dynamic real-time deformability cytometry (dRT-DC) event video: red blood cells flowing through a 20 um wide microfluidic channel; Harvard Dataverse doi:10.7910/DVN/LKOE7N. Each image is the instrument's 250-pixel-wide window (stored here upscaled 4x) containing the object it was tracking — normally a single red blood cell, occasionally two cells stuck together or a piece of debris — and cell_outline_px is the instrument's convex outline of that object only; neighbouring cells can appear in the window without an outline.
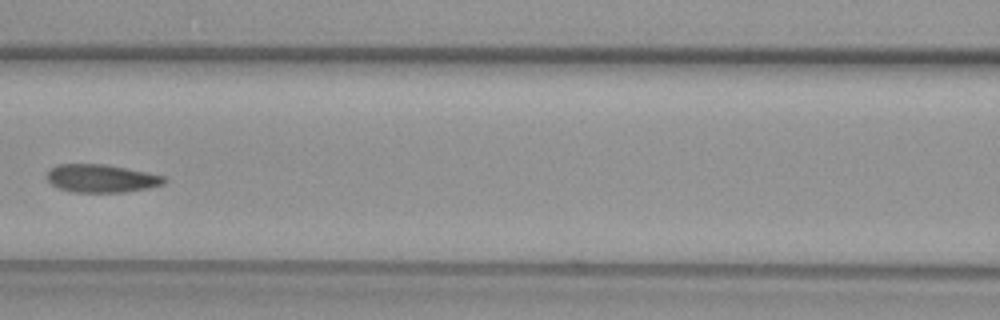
{"species": "common noctule bat (a hibernating species)", "species_latin": "Nyctalus noctula", "temperature_condition": "warm", "stored_images_in_passage": 6, "camera_frame_rate_fps": 3000, "um_per_image_px": 0.085, "animal": {"sex": "female", "body_mass_g": 29.2, "forearm_length_mm": 56.3}, "frame": {"image": 1, "passage_image": 6, "time_ms": 1.667, "image_size_px": [1000, 320], "cell_outline_px": [[168, 180], [164, 184], [148, 188], [124, 192], [72, 192], [60, 188], [52, 184], [48, 180], [48, 168], [56, 164], [104, 164], [168, 176]], "centroid_in_image_um": [8.65, 15.16], "position_along_channel_um": 157.9, "area_um2": 19.25}}